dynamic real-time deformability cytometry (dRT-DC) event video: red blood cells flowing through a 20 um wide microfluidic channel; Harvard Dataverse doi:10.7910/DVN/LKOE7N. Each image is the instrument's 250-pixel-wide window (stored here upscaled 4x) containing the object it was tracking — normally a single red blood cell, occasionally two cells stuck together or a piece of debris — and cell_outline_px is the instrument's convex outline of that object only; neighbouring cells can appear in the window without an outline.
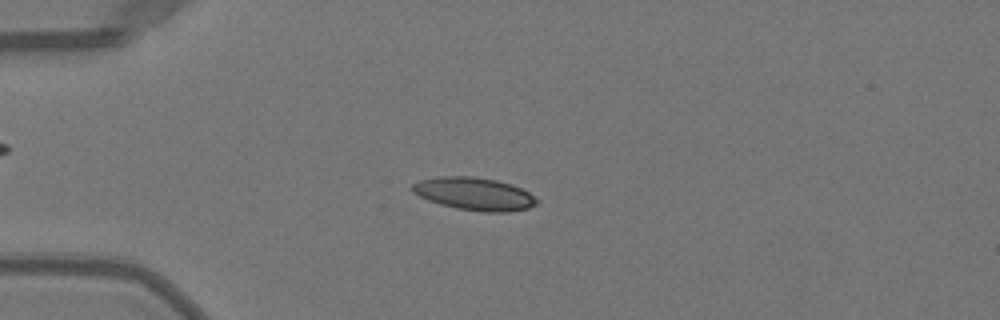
{"species": "Egyptian fruit bat (a non-hibernating species)", "species_latin": "Rousettus aegyptiacus", "temperature_condition": "warm", "stored_images_in_passage": 44, "camera_frame_rate_fps": 3000, "um_per_image_px": 0.085, "animal": {"sex": "female"}, "frame": {"image": 1, "passage_image": 13, "time_ms": 4.0, "image_size_px": [1000, 320], "cell_outline_px": [[540, 200], [536, 204], [528, 208], [508, 212], [484, 212], [456, 208], [440, 204], [428, 200], [412, 192], [412, 184], [420, 180], [440, 176], [472, 176], [496, 180], [512, 184], [528, 192]], "centroid_in_image_um": [40.33, 16.48], "position_along_channel_um": 44.7, "area_um2": 23.76}}
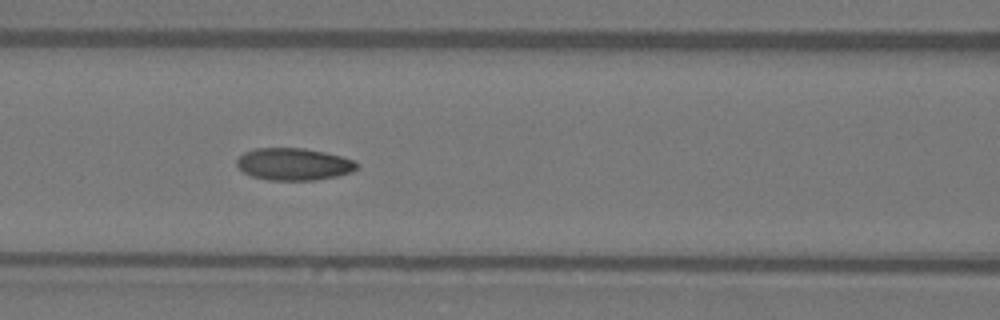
{"frame": {"image": 2, "passage_image": 22, "time_ms": 7.0, "image_size_px": [1000, 320], "cell_outline_px": [[360, 164], [352, 172], [336, 176], [316, 180], [268, 180], [252, 176], [244, 172], [236, 164], [236, 160], [244, 152], [256, 148], [304, 148], [324, 152], [356, 160]], "centroid_in_image_um": [24.99, 13.95], "position_along_channel_um": 141.6, "area_um2": 22.54}}
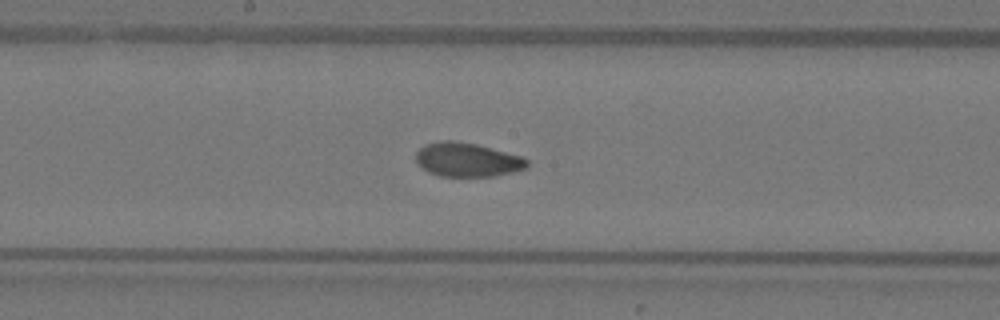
{"frame": {"image": 3, "passage_image": 27, "time_ms": 8.667, "image_size_px": [1000, 320], "cell_outline_px": [[528, 168], [496, 176], [440, 176], [428, 172], [416, 164], [416, 152], [424, 144], [440, 140], [456, 140], [476, 144], [524, 156], [528, 160]], "centroid_in_image_um": [39.72, 13.57], "position_along_channel_um": 208.5, "area_um2": 22.37}, "authors_computed_cell_mechanics": {"area_um2": 22.1663, "velocity_mm_per_s": 4.0132, "shape_relaxation_time_tau1_ms": 4.4347, "shape_relaxation_time_tau2_ms": 1.2135, "deformation_change_tau1": 0.1466, "deformation_change_tau2": 0.0589}}